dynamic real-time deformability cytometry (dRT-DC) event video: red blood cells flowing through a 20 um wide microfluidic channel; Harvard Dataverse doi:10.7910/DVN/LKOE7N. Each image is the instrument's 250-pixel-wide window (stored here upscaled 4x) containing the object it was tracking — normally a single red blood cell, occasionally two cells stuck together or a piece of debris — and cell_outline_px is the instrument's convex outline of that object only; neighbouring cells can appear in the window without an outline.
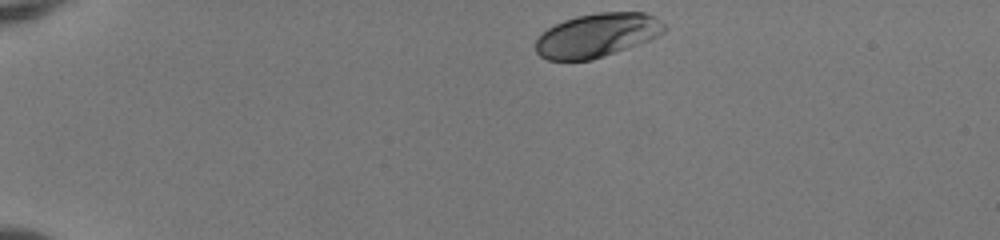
{"species": "human", "species_latin": "Homo sapiens", "temperature_condition": "room temperature", "stored_images_in_passage": 41, "camera_frame_rate_fps": 3000, "um_per_image_px": 0.085, "donor": {"sex": "female"}, "frame": {"image": 1, "passage_image": 1, "time_ms": 0.0, "image_size_px": [1000, 240], "cell_outline_px": [[668, 28], [664, 32], [640, 44], [592, 60], [548, 60], [540, 56], [536, 52], [536, 40], [548, 28], [564, 20], [576, 16], [600, 12], [644, 12], [652, 16], [664, 24]], "centroid_in_image_um": [50.75, 3.0], "position_along_channel_um": 34.2, "area_um2": 32.66}}
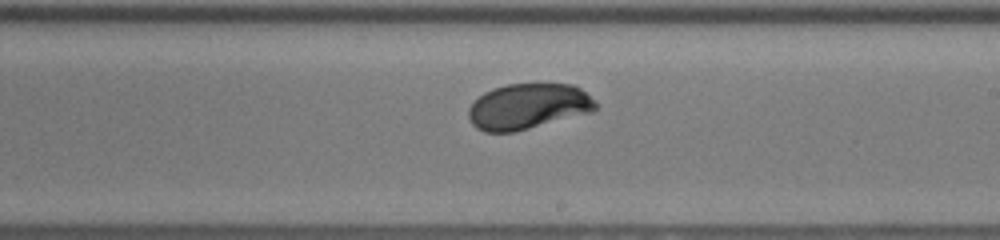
{"frame": {"image": 2, "passage_image": 23, "time_ms": 7.333, "image_size_px": [1000, 240], "cell_outline_px": [[596, 108], [592, 112], [512, 132], [484, 132], [476, 128], [472, 124], [468, 116], [468, 108], [484, 92], [492, 88], [508, 84], [572, 84], [580, 88], [596, 100]], "centroid_in_image_um": [44.87, 9.04], "position_along_channel_um": 244.1, "area_um2": 33.64}}
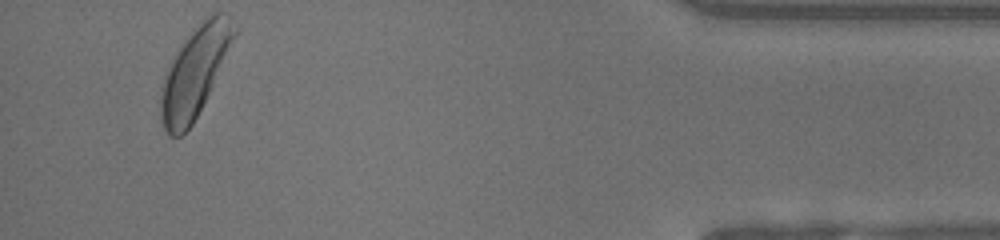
{"frame": {"image": 3, "passage_image": 40, "time_ms": 13.0, "image_size_px": [1000, 240], "cell_outline_px": [[236, 32], [212, 84], [192, 124], [180, 136], [168, 136], [164, 128], [160, 116], [160, 88], [164, 76], [180, 44], [200, 20], [212, 12], [228, 12], [232, 16], [236, 24]], "centroid_in_image_um": [16.53, 6.04], "position_along_channel_um": 418.7, "area_um2": 37.8}, "authors_computed_cell_mechanics": {"area_um2": 33.9864, "velocity_mm_per_s": 3.9884, "shape_relaxation_time_tau1_ms": 1.9516, "shape_relaxation_time_tau2_ms": null, "deformation_change_tau1": 0.1372, "deformation_change_tau2": null}}